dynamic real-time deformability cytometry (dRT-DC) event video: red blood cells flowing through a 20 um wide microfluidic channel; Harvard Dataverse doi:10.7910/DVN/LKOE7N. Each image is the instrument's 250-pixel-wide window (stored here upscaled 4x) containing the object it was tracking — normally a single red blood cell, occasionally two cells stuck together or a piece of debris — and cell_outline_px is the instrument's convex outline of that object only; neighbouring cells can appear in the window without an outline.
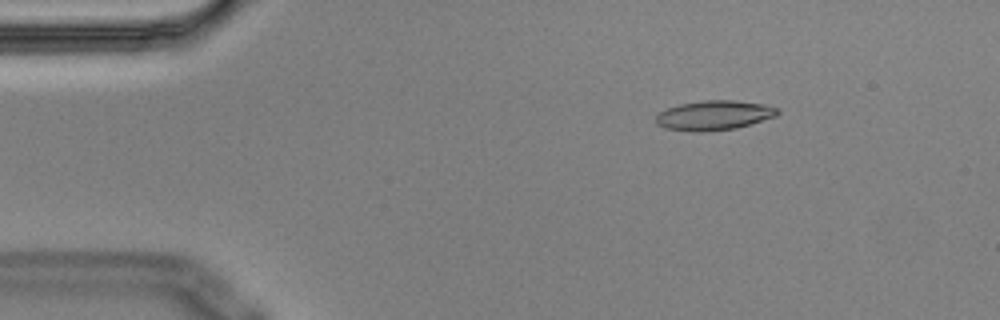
{"species": "Egyptian fruit bat (a non-hibernating species)", "species_latin": "Rousettus aegyptiacus", "temperature_condition": "cold", "stored_images_in_passage": 4, "camera_frame_rate_fps": 3000, "um_per_image_px": 0.085, "animal": {"sex": "male"}, "frame": {"image": 1, "passage_image": 2, "time_ms": 0.333, "image_size_px": [1000, 320], "cell_outline_px": [[780, 112], [776, 116], [736, 128], [704, 132], [696, 132], [668, 128], [656, 124], [656, 116], [660, 112], [668, 108], [680, 104], [704, 100], [732, 100], [764, 104], [780, 108]], "centroid_in_image_um": [60.72, 9.8], "position_along_channel_um": 24.3, "area_um2": 20.87}}